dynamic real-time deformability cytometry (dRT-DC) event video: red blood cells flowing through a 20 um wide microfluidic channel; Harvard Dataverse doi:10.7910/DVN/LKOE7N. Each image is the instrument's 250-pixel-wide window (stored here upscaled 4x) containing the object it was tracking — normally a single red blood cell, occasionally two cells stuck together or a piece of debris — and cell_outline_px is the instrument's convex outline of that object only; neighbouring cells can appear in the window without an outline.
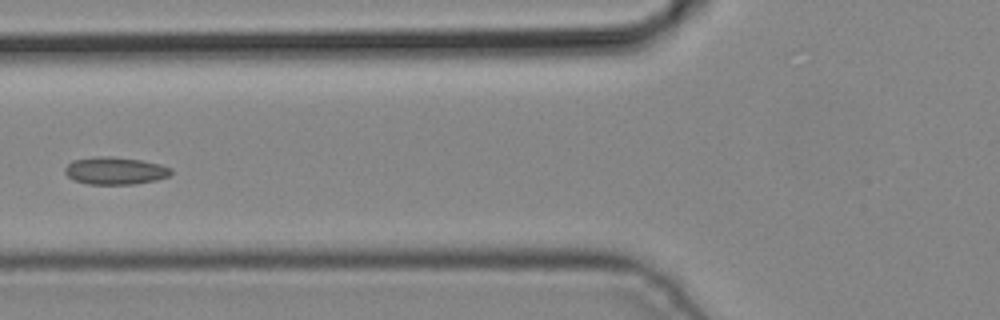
{"species": "common noctule bat (a hibernating species)", "species_latin": "Nyctalus noctula", "temperature_condition": "cold", "stored_images_in_passage": 6, "camera_frame_rate_fps": 3000, "um_per_image_px": 0.085, "animal": {"sex": "male", "body_mass_g": 19.2, "forearm_length_mm": 51.8}, "frame": {"image": 1, "passage_image": 5, "time_ms": 1.333, "image_size_px": [1000, 320], "cell_outline_px": [[172, 172], [168, 176], [156, 180], [132, 184], [88, 184], [72, 180], [64, 172], [64, 168], [72, 160], [96, 156], [112, 156], [140, 160], [160, 164], [172, 168]], "centroid_in_image_um": [9.76, 14.51], "position_along_channel_um": 116.0, "area_um2": 17.05}}
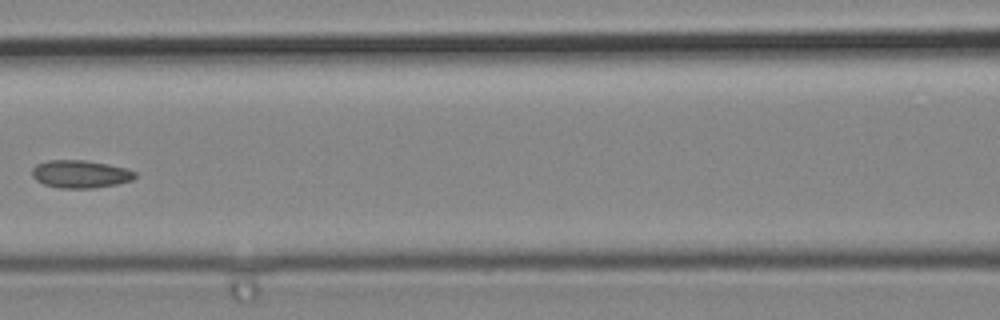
{"frame": {"image": 2, "passage_image": 6, "time_ms": 1.667, "image_size_px": [1000, 320], "cell_outline_px": [[136, 176], [132, 180], [116, 184], [92, 188], [60, 188], [44, 184], [36, 180], [32, 176], [32, 168], [36, 164], [48, 160], [84, 160], [108, 164], [124, 168], [136, 172]], "centroid_in_image_um": [6.8, 14.79], "position_along_channel_um": 159.8, "area_um2": 16.59}}